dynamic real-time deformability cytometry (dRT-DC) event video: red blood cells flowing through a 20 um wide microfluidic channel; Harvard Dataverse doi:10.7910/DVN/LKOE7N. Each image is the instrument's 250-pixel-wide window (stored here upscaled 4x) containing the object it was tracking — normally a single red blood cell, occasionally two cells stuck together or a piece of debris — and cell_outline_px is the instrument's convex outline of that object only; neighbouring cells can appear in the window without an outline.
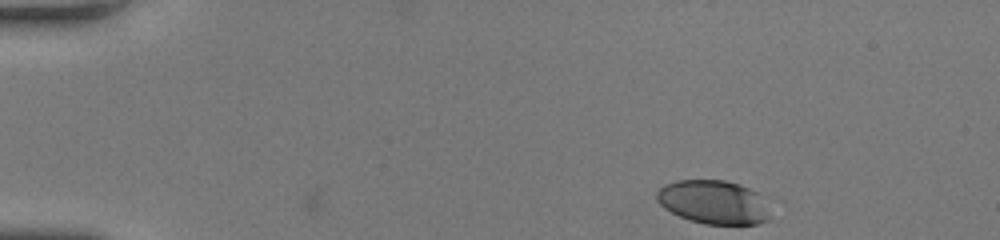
{"species": "human", "species_latin": "Homo sapiens", "temperature_condition": "room temperature", "stored_images_in_passage": 46, "camera_frame_rate_fps": 3000, "um_per_image_px": 0.085, "donor": {"sex": "female"}, "frame": {"image": 1, "passage_image": 1, "time_ms": 0.0, "image_size_px": [1000, 240], "cell_outline_px": [[768, 220], [756, 224], [704, 224], [680, 216], [664, 208], [656, 200], [656, 192], [664, 184], [676, 180], [724, 180], [740, 184], [756, 192]], "centroid_in_image_um": [60.53, 17.16], "position_along_channel_um": 24.5, "area_um2": 28.15}}
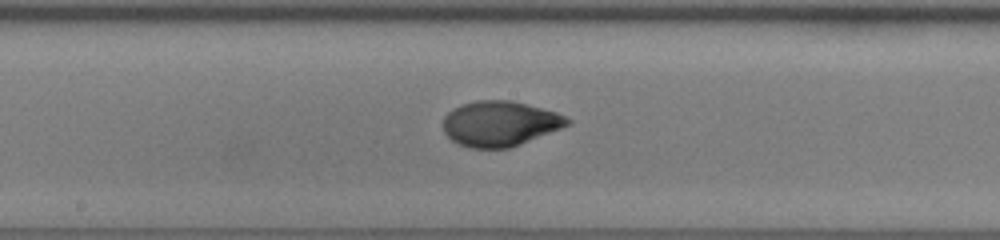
{"frame": {"image": 2, "passage_image": 22, "time_ms": 7.0, "image_size_px": [1000, 240], "cell_outline_px": [[572, 120], [568, 124], [560, 128], [520, 144], [508, 148], [468, 148], [456, 144], [444, 132], [444, 116], [452, 108], [460, 104], [476, 100], [512, 100], [556, 112]], "centroid_in_image_um": [42.44, 10.5], "position_along_channel_um": 205.8, "area_um2": 32.66}}
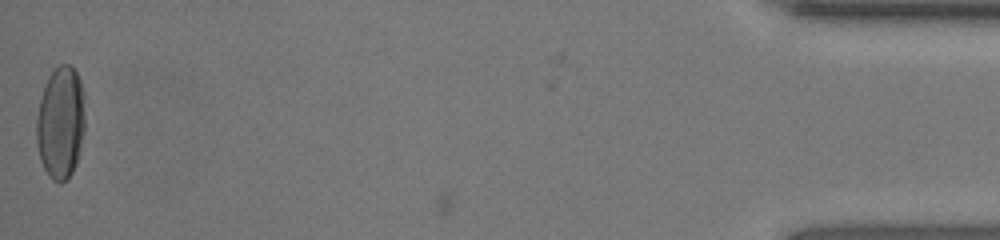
{"frame": {"image": 3, "passage_image": 46, "time_ms": 15.0, "image_size_px": [1000, 240], "cell_outline_px": [[84, 132], [80, 152], [76, 164], [72, 172], [60, 184], [52, 180], [48, 176], [40, 160], [36, 144], [36, 116], [40, 100], [48, 76], [60, 64], [72, 64], [80, 80], [84, 92]], "centroid_in_image_um": [5.15, 10.43], "position_along_channel_um": 430.0, "area_um2": 32.25}, "authors_computed_cell_mechanics": {"area_um2": 32.1657, "velocity_mm_per_s": 3.9064, "shape_relaxation_time_tau1_ms": 4.1855, "shape_relaxation_time_tau2_ms": 0.8132, "deformation_change_tau1": 0.1843, "deformation_change_tau2": 0.0476}}